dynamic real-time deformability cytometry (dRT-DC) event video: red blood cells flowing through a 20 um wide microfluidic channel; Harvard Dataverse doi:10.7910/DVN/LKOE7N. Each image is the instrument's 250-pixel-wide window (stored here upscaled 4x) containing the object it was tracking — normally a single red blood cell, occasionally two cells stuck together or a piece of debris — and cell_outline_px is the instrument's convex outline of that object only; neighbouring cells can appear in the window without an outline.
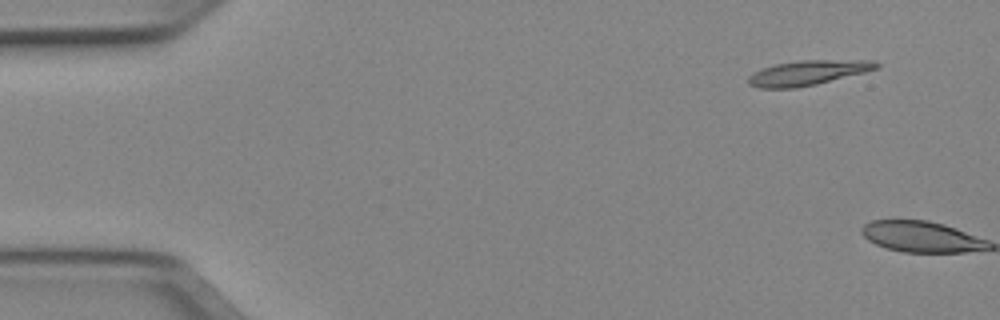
{"species": "Egyptian fruit bat (a non-hibernating species)", "species_latin": "Rousettus aegyptiacus", "temperature_condition": "cold", "stored_images_in_passage": 2, "camera_frame_rate_fps": 3000, "um_per_image_px": 0.085, "animal": {"sex": "female"}, "frame": {"image": 1, "passage_image": 1, "time_ms": 0.0, "image_size_px": [1000, 320], "cell_outline_px": [[880, 64], [876, 68], [864, 72], [816, 84], [796, 88], [760, 88], [748, 84], [748, 76], [764, 68], [776, 64], [800, 60], [876, 60]], "centroid_in_image_um": [68.67, 6.18], "position_along_channel_um": 16.3, "area_um2": 18.26}}